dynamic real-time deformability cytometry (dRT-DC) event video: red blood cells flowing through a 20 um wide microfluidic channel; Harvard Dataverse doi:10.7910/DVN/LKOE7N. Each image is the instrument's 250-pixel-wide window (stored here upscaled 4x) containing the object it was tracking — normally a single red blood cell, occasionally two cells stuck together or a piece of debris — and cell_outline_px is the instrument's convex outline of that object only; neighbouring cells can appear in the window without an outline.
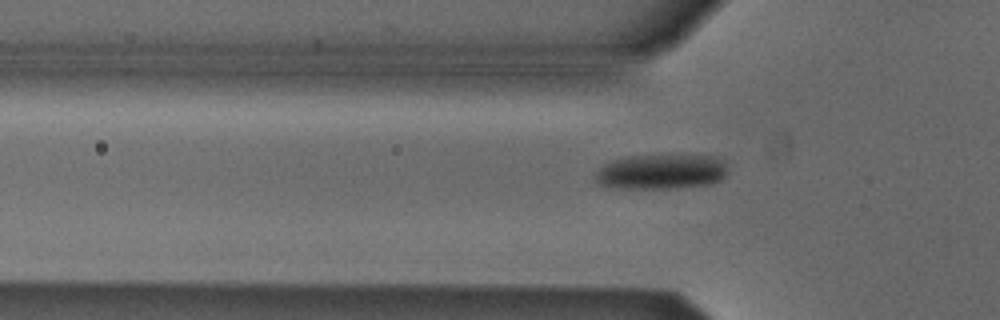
{"species": "Egyptian fruit bat (a non-hibernating species)", "species_latin": "Rousettus aegyptiacus", "temperature_condition": "cold", "stored_images_in_passage": 39, "segment_of_instrument_passage": [1, 2], "camera_frame_rate_fps": 3000, "um_per_image_px": 0.085, "animal": {"sex": "male"}, "frame": {"image": 1, "passage_image": 2, "time_ms": 0.333, "image_size_px": [1000, 320], "cell_outline_px": [[728, 172], [720, 180], [712, 184], [676, 188], [616, 188], [600, 184], [596, 180], [596, 172], [604, 164], [616, 160], [632, 156], [712, 156], [724, 160]], "centroid_in_image_um": [56.25, 14.61], "position_along_channel_um": 69.6, "area_um2": 26.65}}
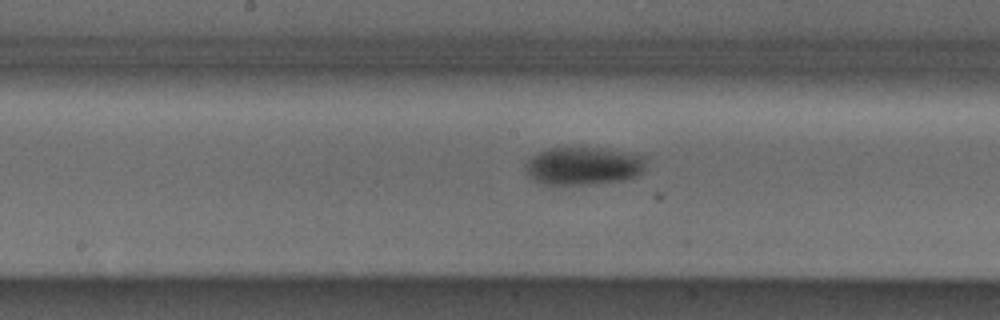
{"frame": {"image": 2, "passage_image": 12, "time_ms": 3.667, "image_size_px": [1000, 320], "cell_outline_px": [[644, 168], [636, 176], [624, 180], [584, 184], [544, 184], [532, 180], [528, 176], [524, 164], [532, 156], [540, 152], [552, 148], [588, 148], [644, 156]], "centroid_in_image_um": [49.5, 14.13], "position_along_channel_um": 198.7, "area_um2": 25.84}}
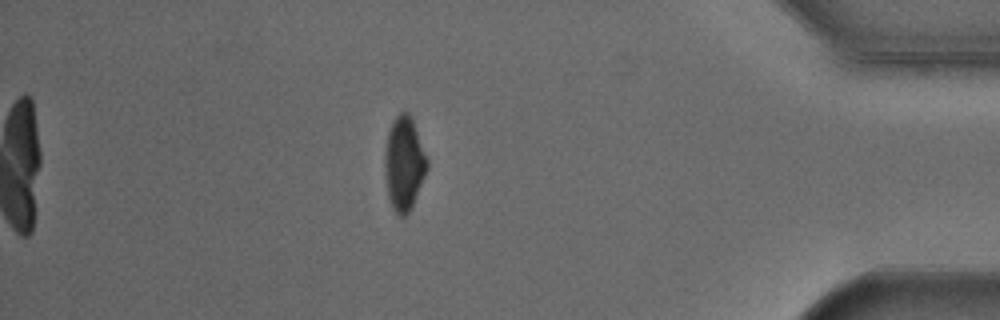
{"frame": {"image": 3, "passage_image": 31, "time_ms": 10.0, "image_size_px": [1000, 320], "cell_outline_px": [[428, 168], [412, 204], [408, 212], [404, 216], [400, 216], [392, 208], [388, 196], [384, 176], [384, 152], [388, 132], [392, 120], [400, 112], [408, 112], [412, 120], [428, 160]], "centroid_in_image_um": [34.31, 13.88], "position_along_channel_um": 400.9, "area_um2": 22.95}}